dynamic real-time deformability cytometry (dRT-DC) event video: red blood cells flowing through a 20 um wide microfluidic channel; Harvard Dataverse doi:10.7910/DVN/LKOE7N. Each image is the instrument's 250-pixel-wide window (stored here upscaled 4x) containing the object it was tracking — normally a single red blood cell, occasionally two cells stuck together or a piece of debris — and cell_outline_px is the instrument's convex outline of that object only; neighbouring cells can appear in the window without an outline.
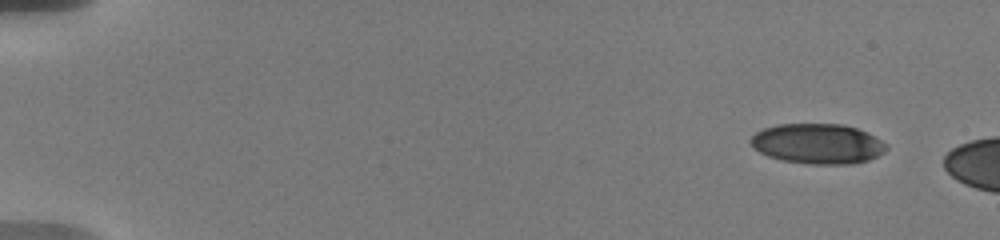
{"species": "human", "species_latin": "Homo sapiens", "temperature_condition": "warm", "stored_images_in_passage": 5, "camera_frame_rate_fps": 3000, "um_per_image_px": 0.085, "donor": {"sex": "male"}, "frame": {"image": 1, "passage_image": 2, "time_ms": 0.667, "image_size_px": [1000, 240], "cell_outline_px": [[888, 148], [884, 152], [868, 160], [852, 164], [808, 164], [780, 160], [768, 156], [760, 152], [752, 144], [752, 136], [756, 132], [764, 128], [776, 124], [840, 124], [856, 128], [888, 144]], "centroid_in_image_um": [69.5, 12.22], "position_along_channel_um": 15.5, "area_um2": 31.5}}